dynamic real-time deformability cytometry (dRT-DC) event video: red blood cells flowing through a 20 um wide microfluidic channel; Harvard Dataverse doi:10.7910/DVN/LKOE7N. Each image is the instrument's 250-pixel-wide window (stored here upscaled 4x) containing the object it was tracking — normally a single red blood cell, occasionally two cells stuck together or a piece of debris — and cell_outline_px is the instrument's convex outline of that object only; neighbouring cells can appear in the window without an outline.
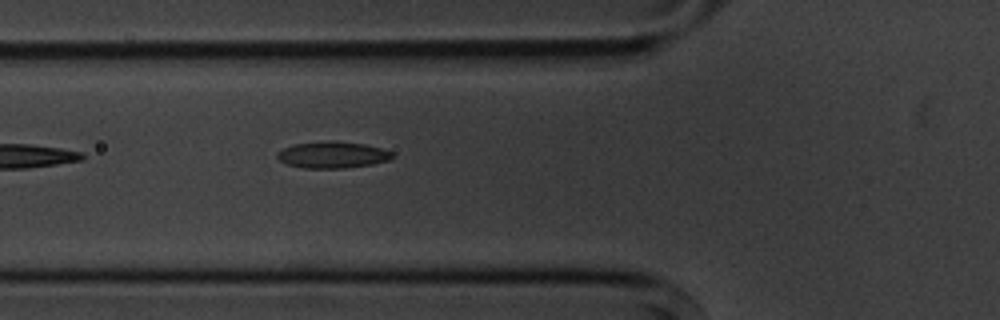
{"species": "common noctule bat (a hibernating species)", "species_latin": "Nyctalus noctula", "temperature_condition": "cold", "stored_images_in_passage": 5, "camera_frame_rate_fps": 3000, "um_per_image_px": 0.085, "animal": {"sex": "male", "body_mass_g": 20.1, "forearm_length_mm": 53.5}, "frame": {"image": 1, "passage_image": 5, "time_ms": 5.667, "image_size_px": [1000, 320], "cell_outline_px": [[392, 156], [388, 160], [372, 164], [344, 168], [304, 168], [288, 164], [280, 160], [276, 156], [276, 152], [292, 144], [328, 140], [336, 140], [364, 144], [380, 148], [392, 152]], "centroid_in_image_um": [28.22, 13.14], "position_along_channel_um": 97.6, "area_um2": 17.8}}